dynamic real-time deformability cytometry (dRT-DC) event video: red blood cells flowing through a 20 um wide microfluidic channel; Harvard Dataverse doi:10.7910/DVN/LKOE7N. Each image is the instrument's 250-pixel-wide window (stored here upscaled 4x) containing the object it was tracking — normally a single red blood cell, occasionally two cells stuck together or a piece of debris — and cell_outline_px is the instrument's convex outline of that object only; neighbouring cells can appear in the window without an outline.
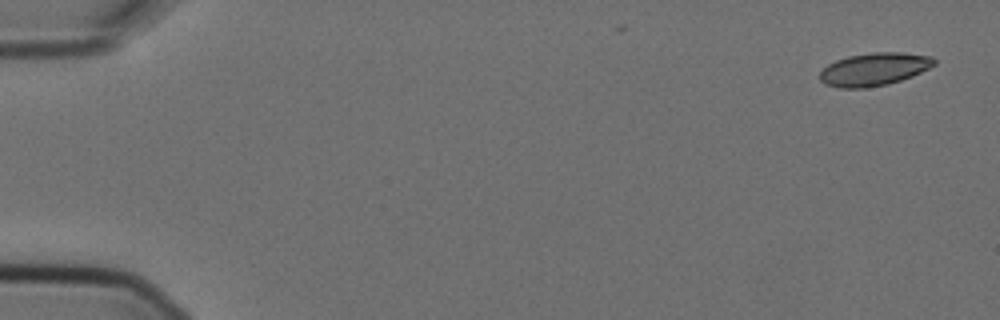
{"species": "Egyptian fruit bat (a non-hibernating species)", "species_latin": "Rousettus aegyptiacus", "temperature_condition": "cold", "stored_images_in_passage": 5, "camera_frame_rate_fps": 3000, "um_per_image_px": 0.085, "animal": {"sex": "female"}, "frame": {"image": 1, "passage_image": 1, "time_ms": 0.0, "image_size_px": [1000, 320], "cell_outline_px": [[936, 64], [912, 76], [888, 84], [864, 88], [840, 88], [824, 84], [820, 80], [820, 72], [828, 64], [836, 60], [848, 56], [872, 52], [900, 52], [932, 56], [936, 60]], "centroid_in_image_um": [74.29, 5.88], "position_along_channel_um": 10.7, "area_um2": 21.91}}